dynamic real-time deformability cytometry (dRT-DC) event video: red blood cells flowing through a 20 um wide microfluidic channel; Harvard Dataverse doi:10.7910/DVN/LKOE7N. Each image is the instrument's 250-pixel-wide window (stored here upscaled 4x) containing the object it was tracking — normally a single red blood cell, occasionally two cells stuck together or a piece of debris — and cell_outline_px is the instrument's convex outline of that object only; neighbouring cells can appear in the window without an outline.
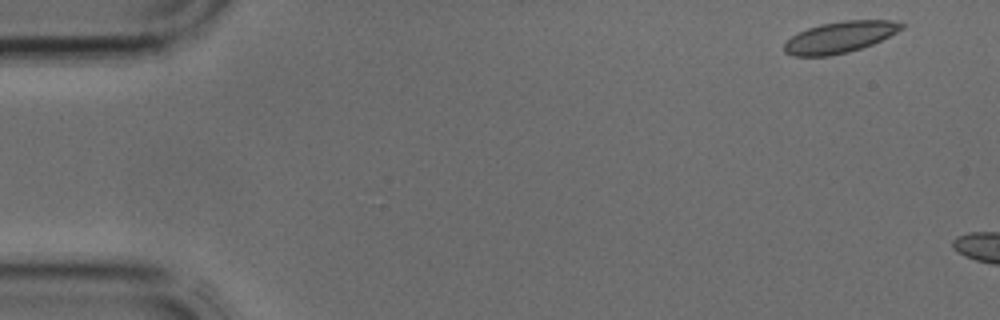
{"species": "common noctule bat (a hibernating species)", "species_latin": "Nyctalus noctula", "temperature_condition": "cold", "stored_images_in_passage": 2, "camera_frame_rate_fps": 3000, "um_per_image_px": 0.085, "animal": {"sex": "male", "body_mass_g": 17.9, "forearm_length_mm": 54.2}, "frame": {"image": 1, "passage_image": 1, "time_ms": 0.0, "image_size_px": [1000, 320], "cell_outline_px": [[904, 28], [872, 44], [848, 52], [828, 56], [792, 56], [784, 52], [784, 44], [792, 36], [808, 28], [820, 24], [844, 20], [892, 20], [904, 24]], "centroid_in_image_um": [71.37, 3.16], "position_along_channel_um": 13.6, "area_um2": 21.21}}